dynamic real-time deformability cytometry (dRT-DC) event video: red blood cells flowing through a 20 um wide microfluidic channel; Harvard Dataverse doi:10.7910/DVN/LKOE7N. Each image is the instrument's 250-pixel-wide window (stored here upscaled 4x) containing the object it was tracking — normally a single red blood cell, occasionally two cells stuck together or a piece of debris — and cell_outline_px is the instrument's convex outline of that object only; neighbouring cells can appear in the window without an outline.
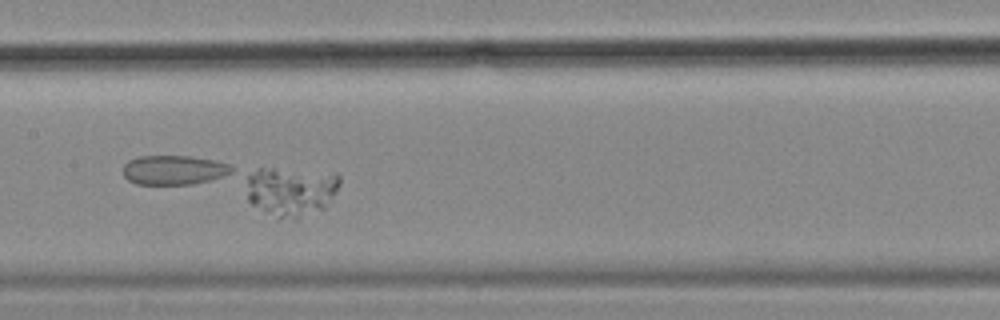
{"species": "common noctule bat (a hibernating species)", "species_latin": "Nyctalus noctula", "temperature_condition": "cold", "stored_images_in_passage": 58, "camera_frame_rate_fps": 3000, "um_per_image_px": 0.085, "animal": {"sex": "female", "body_mass_g": 18.4}, "frame": {"image": 1, "passage_image": 29, "time_ms": 9.333, "image_size_px": [1000, 320], "cell_outline_px": [[340, 184], [336, 192], [324, 208], [296, 220], [276, 220], [252, 204], [248, 200], [248, 176], [260, 168], [272, 168], [336, 172], [340, 176]], "centroid_in_image_um": [24.77, 16.29], "position_along_channel_um": 182.6, "area_um2": 27.34}}
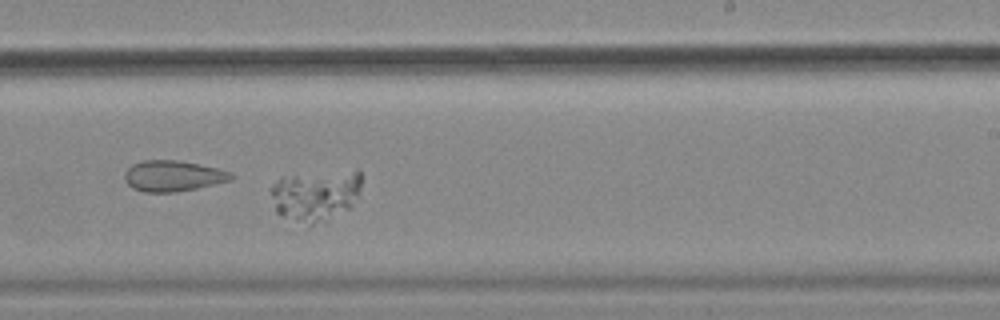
{"frame": {"image": 2, "passage_image": 36, "time_ms": 11.667, "image_size_px": [1000, 320], "cell_outline_px": [[360, 188], [352, 208], [328, 224], [308, 224], [284, 216], [276, 212], [272, 196], [272, 184], [280, 176], [352, 172], [360, 172]], "centroid_in_image_um": [26.84, 16.68], "position_along_channel_um": 262.2, "area_um2": 26.82}}
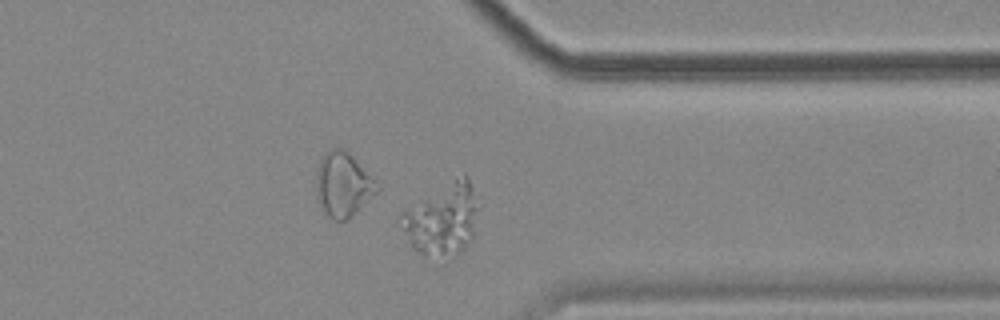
{"frame": {"image": 3, "passage_image": 46, "time_ms": 15.0, "image_size_px": [1000, 320], "cell_outline_px": [[476, 208], [472, 240], [452, 260], [424, 256], [412, 248], [400, 228], [396, 220], [404, 212], [464, 172], [472, 188]], "centroid_in_image_um": [37.55, 18.76], "position_along_channel_um": 373.9, "area_um2": 31.91}}